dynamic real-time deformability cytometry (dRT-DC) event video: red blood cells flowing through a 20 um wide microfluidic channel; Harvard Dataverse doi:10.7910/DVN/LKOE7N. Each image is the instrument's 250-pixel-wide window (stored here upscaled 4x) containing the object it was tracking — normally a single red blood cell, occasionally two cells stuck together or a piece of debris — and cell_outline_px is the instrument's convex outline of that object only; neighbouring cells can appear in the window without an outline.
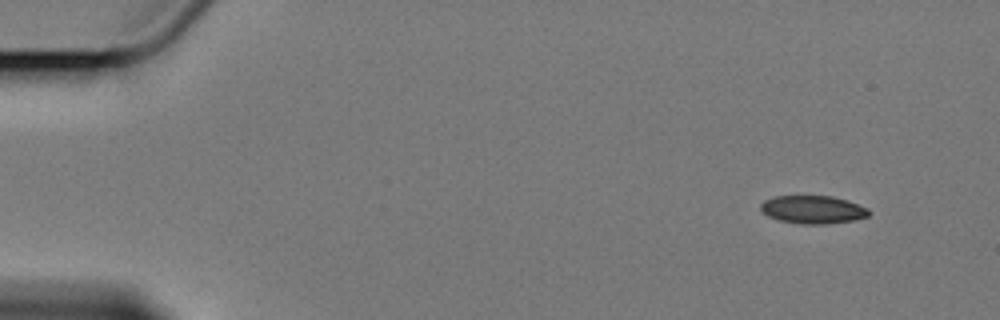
{"species": "Egyptian fruit bat (a non-hibernating species)", "species_latin": "Rousettus aegyptiacus", "temperature_condition": "cold", "stored_images_in_passage": 5, "camera_frame_rate_fps": 3000, "um_per_image_px": 0.085, "animal": {"sex": "female"}, "frame": {"image": 1, "passage_image": 1, "time_ms": 0.0, "image_size_px": [1000, 320], "cell_outline_px": [[868, 216], [852, 220], [824, 224], [800, 224], [780, 220], [768, 216], [760, 208], [760, 204], [764, 200], [776, 196], [832, 196], [848, 200], [868, 208]], "centroid_in_image_um": [69.08, 17.81], "position_along_channel_um": 15.9, "area_um2": 17.51}}
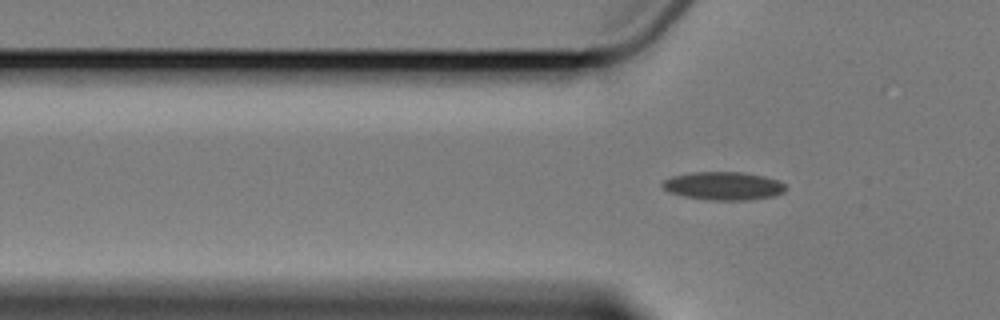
{"frame": {"image": 2, "passage_image": 5, "time_ms": 4.667, "image_size_px": [1000, 320], "cell_outline_px": [[788, 188], [784, 192], [772, 196], [744, 200], [712, 200], [684, 196], [668, 192], [660, 184], [664, 180], [672, 176], [692, 172], [744, 172], [764, 176], [780, 180]], "centroid_in_image_um": [61.5, 15.79], "position_along_channel_um": 64.3, "area_um2": 20.29}}